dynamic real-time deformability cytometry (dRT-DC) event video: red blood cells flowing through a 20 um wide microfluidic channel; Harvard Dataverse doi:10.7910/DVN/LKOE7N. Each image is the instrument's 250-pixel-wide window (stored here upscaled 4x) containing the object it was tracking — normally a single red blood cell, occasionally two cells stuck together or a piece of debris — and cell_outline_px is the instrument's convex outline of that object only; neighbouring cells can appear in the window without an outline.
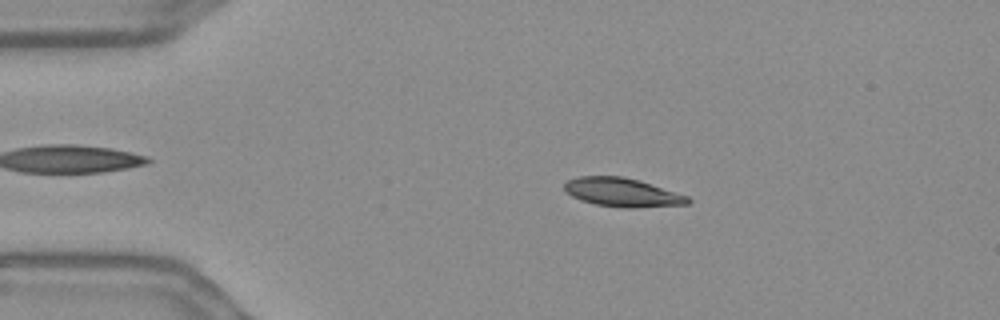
{"species": "Egyptian fruit bat (a non-hibernating species)", "species_latin": "Rousettus aegyptiacus", "temperature_condition": "warm", "stored_images_in_passage": 55, "camera_frame_rate_fps": 3000, "um_per_image_px": 0.085, "frame": {"image": 1, "passage_image": 10, "time_ms": 3.0, "image_size_px": [1000, 320], "cell_outline_px": [[692, 200], [688, 204], [632, 208], [624, 208], [596, 204], [580, 200], [572, 196], [564, 188], [564, 184], [568, 180], [580, 176], [624, 176], [640, 180], [688, 196]], "centroid_in_image_um": [52.91, 16.35], "position_along_channel_um": 32.1, "area_um2": 20.63}}
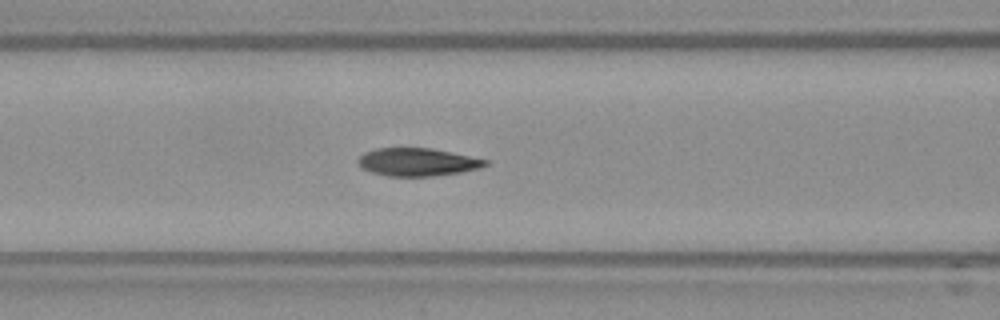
{"frame": {"image": 2, "passage_image": 22, "time_ms": 7.0, "image_size_px": [1000, 320], "cell_outline_px": [[488, 164], [480, 168], [460, 172], [432, 176], [384, 176], [372, 172], [364, 168], [356, 160], [364, 152], [376, 148], [432, 148], [452, 152], [488, 160]], "centroid_in_image_um": [35.48, 13.77], "position_along_channel_um": 131.1, "area_um2": 20.63}}
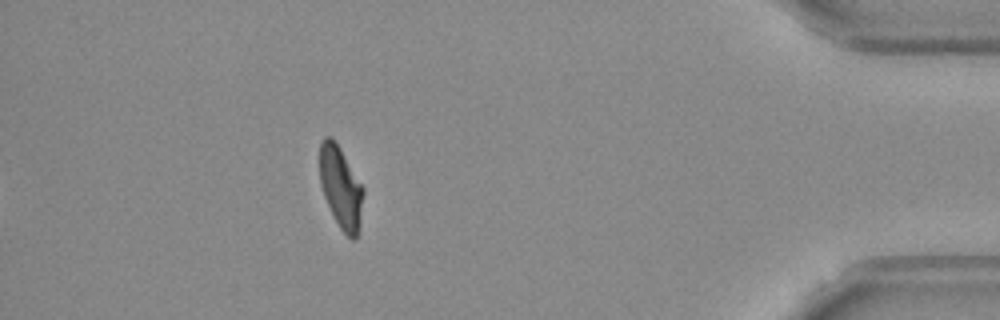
{"frame": {"image": 3, "passage_image": 49, "time_ms": 16.0, "image_size_px": [1000, 320], "cell_outline_px": [[364, 192], [356, 236], [352, 240], [340, 228], [324, 196], [320, 184], [320, 140], [324, 136], [332, 136], [340, 148], [364, 188]], "centroid_in_image_um": [28.94, 15.85], "position_along_channel_um": 406.3, "area_um2": 20.35}, "authors_computed_cell_mechanics": {"area_um2": 21.3282, "velocity_mm_per_s": 3.6296, "shape_relaxation_time_tau1_ms": 8.963, "shape_relaxation_time_tau2_ms": 1.6197, "deformation_change_tau1": 0.243, "deformation_change_tau2": 0.0589}}